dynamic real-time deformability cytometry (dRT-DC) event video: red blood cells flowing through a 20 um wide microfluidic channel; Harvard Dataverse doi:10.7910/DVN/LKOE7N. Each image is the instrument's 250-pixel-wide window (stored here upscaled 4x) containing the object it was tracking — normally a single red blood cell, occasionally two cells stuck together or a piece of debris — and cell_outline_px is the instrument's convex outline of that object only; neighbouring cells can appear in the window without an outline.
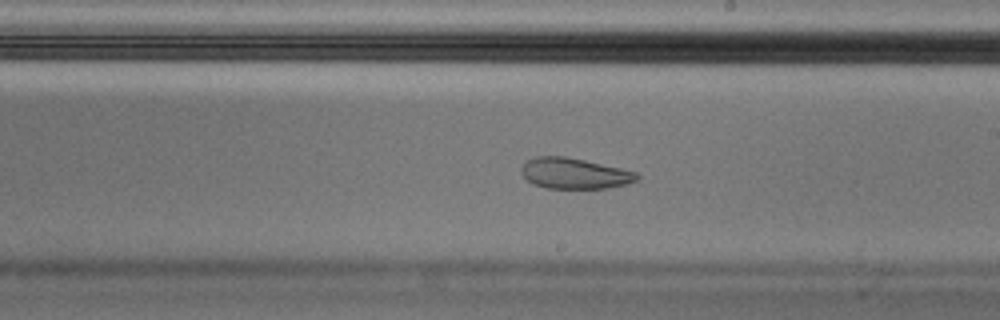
{"species": "Egyptian fruit bat (a non-hibernating species)", "species_latin": "Rousettus aegyptiacus", "temperature_condition": "cold", "stored_images_in_passage": 57, "camera_frame_rate_fps": 3000, "um_per_image_px": 0.085, "animal": {"sex": "male"}, "frame": {"image": 1, "passage_image": 33, "time_ms": 10.667, "image_size_px": [1000, 320], "cell_outline_px": [[640, 176], [636, 180], [628, 184], [608, 188], [544, 188], [532, 184], [520, 172], [520, 168], [528, 160], [536, 156], [564, 156], [584, 160], [620, 168], [636, 172]], "centroid_in_image_um": [48.81, 14.74], "position_along_channel_um": 240.2, "area_um2": 20.69}, "authors_computed_cell_mechanics": {"area_um2": 22.542, "velocity_mm_per_s": 3.5185, "shape_relaxation_time_tau1_ms": null, "shape_relaxation_time_tau2_ms": 1.8806, "deformation_change_tau1": null, "deformation_change_tau2": 0.0716}}